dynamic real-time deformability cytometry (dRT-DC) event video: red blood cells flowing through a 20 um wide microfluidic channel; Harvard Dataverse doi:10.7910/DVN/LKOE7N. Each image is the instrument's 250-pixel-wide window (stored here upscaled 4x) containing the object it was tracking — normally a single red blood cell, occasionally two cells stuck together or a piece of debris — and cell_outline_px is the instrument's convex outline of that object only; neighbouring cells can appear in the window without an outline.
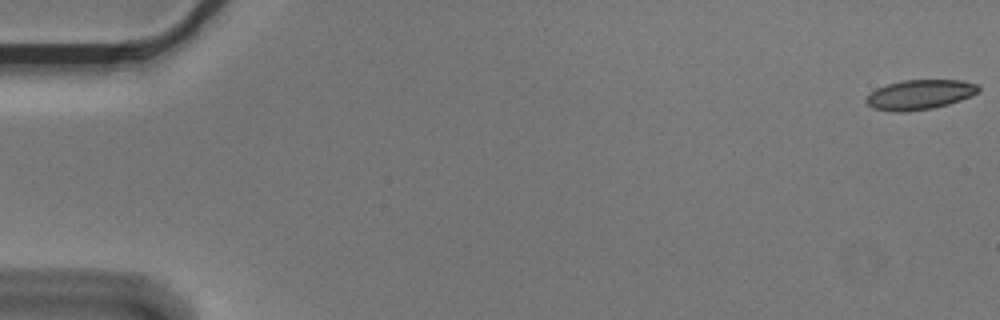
{"species": "Egyptian fruit bat (a non-hibernating species)", "species_latin": "Rousettus aegyptiacus", "temperature_condition": "cold", "stored_images_in_passage": 5, "camera_frame_rate_fps": 3000, "um_per_image_px": 0.085, "animal": {"sex": "male"}, "frame": {"image": 1, "passage_image": 1, "time_ms": 0.0, "image_size_px": [1000, 320], "cell_outline_px": [[980, 92], [960, 100], [948, 104], [932, 108], [904, 112], [896, 112], [872, 108], [864, 100], [876, 88], [888, 84], [904, 80], [960, 80], [980, 84]], "centroid_in_image_um": [78.21, 8.04], "position_along_channel_um": 6.8, "area_um2": 19.48}}
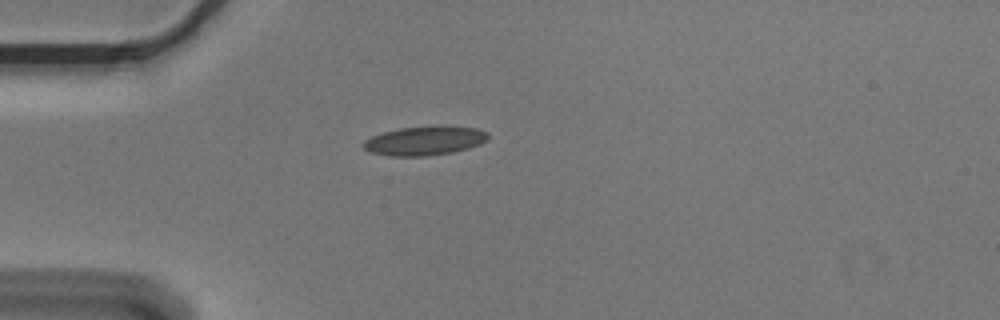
{"frame": {"image": 2, "passage_image": 5, "time_ms": 1.333, "image_size_px": [1000, 320], "cell_outline_px": [[488, 140], [480, 144], [468, 148], [452, 152], [428, 156], [388, 156], [368, 152], [360, 144], [364, 140], [372, 136], [384, 132], [400, 128], [436, 124], [444, 124], [476, 128], [488, 132]], "centroid_in_image_um": [36.1, 11.94], "position_along_channel_um": 48.9, "area_um2": 21.73}}